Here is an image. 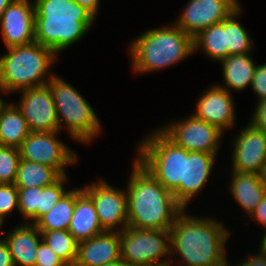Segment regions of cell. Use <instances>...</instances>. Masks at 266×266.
Segmentation results:
<instances>
[{"label":"cell","instance_id":"obj_42","mask_svg":"<svg viewBox=\"0 0 266 266\" xmlns=\"http://www.w3.org/2000/svg\"><path fill=\"white\" fill-rule=\"evenodd\" d=\"M101 266H130L127 262L123 261L122 259H119L116 262L110 263V264H105Z\"/></svg>","mask_w":266,"mask_h":266},{"label":"cell","instance_id":"obj_23","mask_svg":"<svg viewBox=\"0 0 266 266\" xmlns=\"http://www.w3.org/2000/svg\"><path fill=\"white\" fill-rule=\"evenodd\" d=\"M30 132L20 110L9 102L0 115V145L19 148Z\"/></svg>","mask_w":266,"mask_h":266},{"label":"cell","instance_id":"obj_12","mask_svg":"<svg viewBox=\"0 0 266 266\" xmlns=\"http://www.w3.org/2000/svg\"><path fill=\"white\" fill-rule=\"evenodd\" d=\"M240 6L239 0H189L173 23L194 38L201 31L221 23Z\"/></svg>","mask_w":266,"mask_h":266},{"label":"cell","instance_id":"obj_39","mask_svg":"<svg viewBox=\"0 0 266 266\" xmlns=\"http://www.w3.org/2000/svg\"><path fill=\"white\" fill-rule=\"evenodd\" d=\"M260 181L264 191L266 192V166L259 172Z\"/></svg>","mask_w":266,"mask_h":266},{"label":"cell","instance_id":"obj_25","mask_svg":"<svg viewBox=\"0 0 266 266\" xmlns=\"http://www.w3.org/2000/svg\"><path fill=\"white\" fill-rule=\"evenodd\" d=\"M60 177L50 166L20 159L14 184L17 188L45 187L52 185Z\"/></svg>","mask_w":266,"mask_h":266},{"label":"cell","instance_id":"obj_10","mask_svg":"<svg viewBox=\"0 0 266 266\" xmlns=\"http://www.w3.org/2000/svg\"><path fill=\"white\" fill-rule=\"evenodd\" d=\"M60 132H30L19 147L21 159L50 166L61 176L66 175V167L76 163L78 157L59 141Z\"/></svg>","mask_w":266,"mask_h":266},{"label":"cell","instance_id":"obj_22","mask_svg":"<svg viewBox=\"0 0 266 266\" xmlns=\"http://www.w3.org/2000/svg\"><path fill=\"white\" fill-rule=\"evenodd\" d=\"M222 73L225 85H219L230 91L245 90L251 86L256 64L252 60L250 53L229 55L221 61Z\"/></svg>","mask_w":266,"mask_h":266},{"label":"cell","instance_id":"obj_17","mask_svg":"<svg viewBox=\"0 0 266 266\" xmlns=\"http://www.w3.org/2000/svg\"><path fill=\"white\" fill-rule=\"evenodd\" d=\"M121 259L120 232L104 231L78 243L74 266H101Z\"/></svg>","mask_w":266,"mask_h":266},{"label":"cell","instance_id":"obj_1","mask_svg":"<svg viewBox=\"0 0 266 266\" xmlns=\"http://www.w3.org/2000/svg\"><path fill=\"white\" fill-rule=\"evenodd\" d=\"M184 211L169 230L170 255L181 257L180 266L182 263V266H230L225 252L230 231L218 220L191 216Z\"/></svg>","mask_w":266,"mask_h":266},{"label":"cell","instance_id":"obj_26","mask_svg":"<svg viewBox=\"0 0 266 266\" xmlns=\"http://www.w3.org/2000/svg\"><path fill=\"white\" fill-rule=\"evenodd\" d=\"M202 50L206 57L221 62L228 57L225 39V20L201 31L194 37V51Z\"/></svg>","mask_w":266,"mask_h":266},{"label":"cell","instance_id":"obj_36","mask_svg":"<svg viewBox=\"0 0 266 266\" xmlns=\"http://www.w3.org/2000/svg\"><path fill=\"white\" fill-rule=\"evenodd\" d=\"M0 266H14L9 247L4 237L0 238Z\"/></svg>","mask_w":266,"mask_h":266},{"label":"cell","instance_id":"obj_27","mask_svg":"<svg viewBox=\"0 0 266 266\" xmlns=\"http://www.w3.org/2000/svg\"><path fill=\"white\" fill-rule=\"evenodd\" d=\"M241 11L242 7L240 6L225 19V39L228 47V56L250 53L253 49V39L236 19L241 14Z\"/></svg>","mask_w":266,"mask_h":266},{"label":"cell","instance_id":"obj_37","mask_svg":"<svg viewBox=\"0 0 266 266\" xmlns=\"http://www.w3.org/2000/svg\"><path fill=\"white\" fill-rule=\"evenodd\" d=\"M249 217H253L252 219L259 221V223L266 228V196L261 200Z\"/></svg>","mask_w":266,"mask_h":266},{"label":"cell","instance_id":"obj_30","mask_svg":"<svg viewBox=\"0 0 266 266\" xmlns=\"http://www.w3.org/2000/svg\"><path fill=\"white\" fill-rule=\"evenodd\" d=\"M20 159L19 148L0 145V184L15 183Z\"/></svg>","mask_w":266,"mask_h":266},{"label":"cell","instance_id":"obj_8","mask_svg":"<svg viewBox=\"0 0 266 266\" xmlns=\"http://www.w3.org/2000/svg\"><path fill=\"white\" fill-rule=\"evenodd\" d=\"M120 250L121 259L130 266L173 265V260L164 258L170 256L169 230L137 229L127 226L120 232Z\"/></svg>","mask_w":266,"mask_h":266},{"label":"cell","instance_id":"obj_19","mask_svg":"<svg viewBox=\"0 0 266 266\" xmlns=\"http://www.w3.org/2000/svg\"><path fill=\"white\" fill-rule=\"evenodd\" d=\"M34 224L23 223L4 236L14 266H35L42 237ZM41 238V239H40Z\"/></svg>","mask_w":266,"mask_h":266},{"label":"cell","instance_id":"obj_11","mask_svg":"<svg viewBox=\"0 0 266 266\" xmlns=\"http://www.w3.org/2000/svg\"><path fill=\"white\" fill-rule=\"evenodd\" d=\"M99 180L82 189L92 199L101 227L105 231L121 232L128 226L126 190Z\"/></svg>","mask_w":266,"mask_h":266},{"label":"cell","instance_id":"obj_3","mask_svg":"<svg viewBox=\"0 0 266 266\" xmlns=\"http://www.w3.org/2000/svg\"><path fill=\"white\" fill-rule=\"evenodd\" d=\"M35 42L57 55L76 44L95 18L74 0H34Z\"/></svg>","mask_w":266,"mask_h":266},{"label":"cell","instance_id":"obj_14","mask_svg":"<svg viewBox=\"0 0 266 266\" xmlns=\"http://www.w3.org/2000/svg\"><path fill=\"white\" fill-rule=\"evenodd\" d=\"M34 24V0H13L0 16V29L6 48L35 42Z\"/></svg>","mask_w":266,"mask_h":266},{"label":"cell","instance_id":"obj_41","mask_svg":"<svg viewBox=\"0 0 266 266\" xmlns=\"http://www.w3.org/2000/svg\"><path fill=\"white\" fill-rule=\"evenodd\" d=\"M13 0H0V16Z\"/></svg>","mask_w":266,"mask_h":266},{"label":"cell","instance_id":"obj_9","mask_svg":"<svg viewBox=\"0 0 266 266\" xmlns=\"http://www.w3.org/2000/svg\"><path fill=\"white\" fill-rule=\"evenodd\" d=\"M175 145L187 151L217 154L224 134L218 127L198 119L193 114L173 121L159 129Z\"/></svg>","mask_w":266,"mask_h":266},{"label":"cell","instance_id":"obj_16","mask_svg":"<svg viewBox=\"0 0 266 266\" xmlns=\"http://www.w3.org/2000/svg\"><path fill=\"white\" fill-rule=\"evenodd\" d=\"M202 94L196 102L195 113L192 114L218 127L222 132L232 128L236 120V112L231 92L215 84Z\"/></svg>","mask_w":266,"mask_h":266},{"label":"cell","instance_id":"obj_24","mask_svg":"<svg viewBox=\"0 0 266 266\" xmlns=\"http://www.w3.org/2000/svg\"><path fill=\"white\" fill-rule=\"evenodd\" d=\"M77 199V189L68 190L34 225L40 232L68 230Z\"/></svg>","mask_w":266,"mask_h":266},{"label":"cell","instance_id":"obj_4","mask_svg":"<svg viewBox=\"0 0 266 266\" xmlns=\"http://www.w3.org/2000/svg\"><path fill=\"white\" fill-rule=\"evenodd\" d=\"M133 71L150 73L179 63L194 51V38L175 23L137 36L128 47Z\"/></svg>","mask_w":266,"mask_h":266},{"label":"cell","instance_id":"obj_35","mask_svg":"<svg viewBox=\"0 0 266 266\" xmlns=\"http://www.w3.org/2000/svg\"><path fill=\"white\" fill-rule=\"evenodd\" d=\"M257 103L250 124L266 132V99L258 100Z\"/></svg>","mask_w":266,"mask_h":266},{"label":"cell","instance_id":"obj_43","mask_svg":"<svg viewBox=\"0 0 266 266\" xmlns=\"http://www.w3.org/2000/svg\"><path fill=\"white\" fill-rule=\"evenodd\" d=\"M265 233L263 234V237H262V240L260 242V249L263 250V251H266V230H264Z\"/></svg>","mask_w":266,"mask_h":266},{"label":"cell","instance_id":"obj_15","mask_svg":"<svg viewBox=\"0 0 266 266\" xmlns=\"http://www.w3.org/2000/svg\"><path fill=\"white\" fill-rule=\"evenodd\" d=\"M236 136L233 140L232 170L259 174L266 166V132L249 123Z\"/></svg>","mask_w":266,"mask_h":266},{"label":"cell","instance_id":"obj_28","mask_svg":"<svg viewBox=\"0 0 266 266\" xmlns=\"http://www.w3.org/2000/svg\"><path fill=\"white\" fill-rule=\"evenodd\" d=\"M42 240L68 266H74L77 258L78 242L68 230L40 232Z\"/></svg>","mask_w":266,"mask_h":266},{"label":"cell","instance_id":"obj_13","mask_svg":"<svg viewBox=\"0 0 266 266\" xmlns=\"http://www.w3.org/2000/svg\"><path fill=\"white\" fill-rule=\"evenodd\" d=\"M18 92H21V100L14 104L31 132L60 131L53 95L47 84Z\"/></svg>","mask_w":266,"mask_h":266},{"label":"cell","instance_id":"obj_32","mask_svg":"<svg viewBox=\"0 0 266 266\" xmlns=\"http://www.w3.org/2000/svg\"><path fill=\"white\" fill-rule=\"evenodd\" d=\"M14 209L18 210V188L15 184H0V218L11 215Z\"/></svg>","mask_w":266,"mask_h":266},{"label":"cell","instance_id":"obj_6","mask_svg":"<svg viewBox=\"0 0 266 266\" xmlns=\"http://www.w3.org/2000/svg\"><path fill=\"white\" fill-rule=\"evenodd\" d=\"M135 158L181 205V182H184V148L175 145L159 129L144 137Z\"/></svg>","mask_w":266,"mask_h":266},{"label":"cell","instance_id":"obj_44","mask_svg":"<svg viewBox=\"0 0 266 266\" xmlns=\"http://www.w3.org/2000/svg\"><path fill=\"white\" fill-rule=\"evenodd\" d=\"M4 221L0 218V228H2L1 226L4 224ZM1 231V230H0Z\"/></svg>","mask_w":266,"mask_h":266},{"label":"cell","instance_id":"obj_33","mask_svg":"<svg viewBox=\"0 0 266 266\" xmlns=\"http://www.w3.org/2000/svg\"><path fill=\"white\" fill-rule=\"evenodd\" d=\"M35 266H68L52 249L41 240L36 255Z\"/></svg>","mask_w":266,"mask_h":266},{"label":"cell","instance_id":"obj_5","mask_svg":"<svg viewBox=\"0 0 266 266\" xmlns=\"http://www.w3.org/2000/svg\"><path fill=\"white\" fill-rule=\"evenodd\" d=\"M7 50L0 57V86L8 93L46 85L55 75L47 74L58 56L50 48L32 42Z\"/></svg>","mask_w":266,"mask_h":266},{"label":"cell","instance_id":"obj_29","mask_svg":"<svg viewBox=\"0 0 266 266\" xmlns=\"http://www.w3.org/2000/svg\"><path fill=\"white\" fill-rule=\"evenodd\" d=\"M42 187L18 188V210L28 224L37 222V209H41Z\"/></svg>","mask_w":266,"mask_h":266},{"label":"cell","instance_id":"obj_7","mask_svg":"<svg viewBox=\"0 0 266 266\" xmlns=\"http://www.w3.org/2000/svg\"><path fill=\"white\" fill-rule=\"evenodd\" d=\"M47 85L53 95L60 131L66 127L72 140L85 144L94 140L102 126L89 102L60 76L54 75Z\"/></svg>","mask_w":266,"mask_h":266},{"label":"cell","instance_id":"obj_21","mask_svg":"<svg viewBox=\"0 0 266 266\" xmlns=\"http://www.w3.org/2000/svg\"><path fill=\"white\" fill-rule=\"evenodd\" d=\"M230 192L246 214L256 209L261 200L266 196L259 174L243 173L232 170Z\"/></svg>","mask_w":266,"mask_h":266},{"label":"cell","instance_id":"obj_34","mask_svg":"<svg viewBox=\"0 0 266 266\" xmlns=\"http://www.w3.org/2000/svg\"><path fill=\"white\" fill-rule=\"evenodd\" d=\"M251 88L258 96V100L266 99V63L256 65Z\"/></svg>","mask_w":266,"mask_h":266},{"label":"cell","instance_id":"obj_20","mask_svg":"<svg viewBox=\"0 0 266 266\" xmlns=\"http://www.w3.org/2000/svg\"><path fill=\"white\" fill-rule=\"evenodd\" d=\"M68 231L78 243L105 231L101 227L92 199L82 188H77L75 209Z\"/></svg>","mask_w":266,"mask_h":266},{"label":"cell","instance_id":"obj_31","mask_svg":"<svg viewBox=\"0 0 266 266\" xmlns=\"http://www.w3.org/2000/svg\"><path fill=\"white\" fill-rule=\"evenodd\" d=\"M67 181V175H62L52 185L42 187L41 209H37V221L50 211L60 198L68 191L64 184Z\"/></svg>","mask_w":266,"mask_h":266},{"label":"cell","instance_id":"obj_40","mask_svg":"<svg viewBox=\"0 0 266 266\" xmlns=\"http://www.w3.org/2000/svg\"><path fill=\"white\" fill-rule=\"evenodd\" d=\"M0 92H3V93H8L5 89H3L1 86H0ZM9 103H6V101H4L3 98H1L0 96V115L2 114L4 108L8 105Z\"/></svg>","mask_w":266,"mask_h":266},{"label":"cell","instance_id":"obj_2","mask_svg":"<svg viewBox=\"0 0 266 266\" xmlns=\"http://www.w3.org/2000/svg\"><path fill=\"white\" fill-rule=\"evenodd\" d=\"M128 181V226L137 229L170 230L184 208L136 159Z\"/></svg>","mask_w":266,"mask_h":266},{"label":"cell","instance_id":"obj_18","mask_svg":"<svg viewBox=\"0 0 266 266\" xmlns=\"http://www.w3.org/2000/svg\"><path fill=\"white\" fill-rule=\"evenodd\" d=\"M217 154L184 149V182H181V206L186 208L197 196L211 175Z\"/></svg>","mask_w":266,"mask_h":266},{"label":"cell","instance_id":"obj_38","mask_svg":"<svg viewBox=\"0 0 266 266\" xmlns=\"http://www.w3.org/2000/svg\"><path fill=\"white\" fill-rule=\"evenodd\" d=\"M77 2L80 6L84 7L94 18H96L100 0H74Z\"/></svg>","mask_w":266,"mask_h":266}]
</instances>
